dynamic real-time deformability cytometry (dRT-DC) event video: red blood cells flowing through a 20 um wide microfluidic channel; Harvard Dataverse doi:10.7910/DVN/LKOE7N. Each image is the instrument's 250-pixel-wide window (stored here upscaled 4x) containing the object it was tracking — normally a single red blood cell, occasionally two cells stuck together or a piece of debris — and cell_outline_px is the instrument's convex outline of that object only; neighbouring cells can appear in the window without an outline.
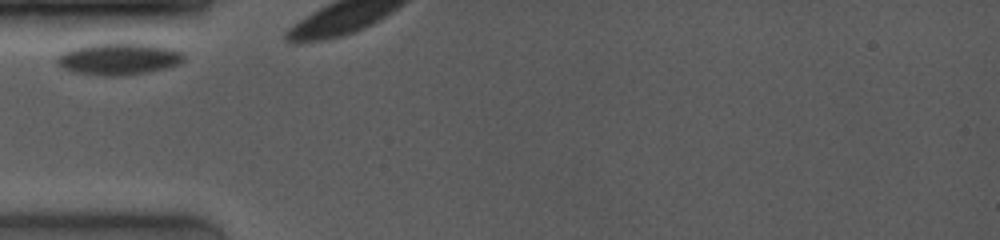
{"species": "common noctule bat (a hibernating species)", "species_latin": "Nyctalus noctula", "temperature_condition": "room temperature", "stored_images_in_passage": 3, "camera_frame_rate_fps": 4000, "um_per_image_px": 0.085, "animal": {"sex": "female", "body_mass_g": 19.0, "forearm_length_mm": 53.3}, "frame": {"image": 1, "passage_image": 1, "time_ms": 0.0, "image_size_px": [1000, 240], "cell_outline_px": [[184, 60], [180, 64], [168, 68], [152, 72], [124, 76], [100, 76], [72, 72], [56, 64], [56, 56], [72, 48], [92, 44], [116, 40], [156, 44], [172, 48], [184, 52]], "centroid_in_image_um": [10.14, 4.98], "position_along_channel_um": 74.9, "area_um2": 24.85}}